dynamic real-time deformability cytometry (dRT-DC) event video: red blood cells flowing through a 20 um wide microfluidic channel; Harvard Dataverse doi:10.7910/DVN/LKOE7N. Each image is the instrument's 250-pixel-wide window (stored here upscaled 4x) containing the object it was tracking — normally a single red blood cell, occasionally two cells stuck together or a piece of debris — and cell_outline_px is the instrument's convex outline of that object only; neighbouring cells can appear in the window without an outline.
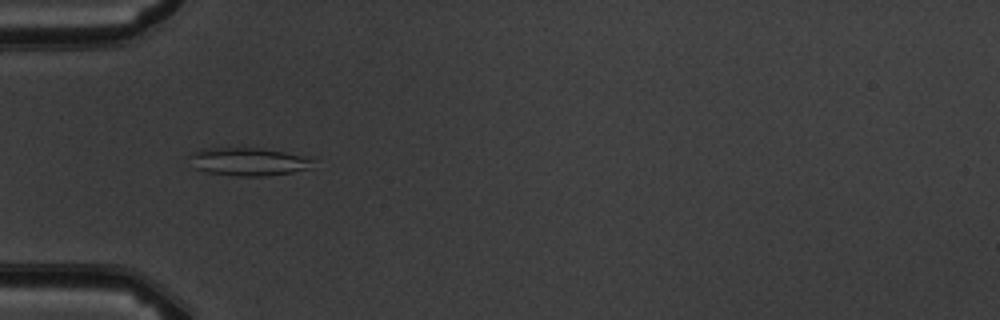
{"species": "common noctule bat (a hibernating species)", "species_latin": "Nyctalus noctula", "temperature_condition": "warm", "stored_images_in_passage": 6, "camera_frame_rate_fps": 3000, "um_per_image_px": 0.085, "animal": {"sex": "male", "body_mass_g": 19.5, "forearm_length_mm": 54.6}, "frame": {"image": 1, "passage_image": 3, "time_ms": 2.333, "image_size_px": [1000, 320], "cell_outline_px": [[316, 160], [308, 168], [292, 172], [264, 176], [236, 176], [208, 172], [192, 168], [188, 156], [192, 152], [204, 148], [228, 144], [264, 148], [304, 156]], "centroid_in_image_um": [21.0, 13.68], "position_along_channel_um": 64.0, "area_um2": 21.1}}
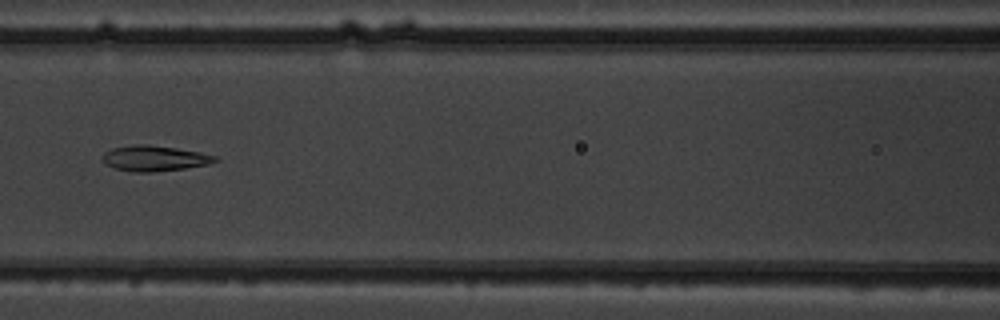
{"frame": {"image": 2, "passage_image": 5, "time_ms": 4.667, "image_size_px": [1000, 320], "cell_outline_px": [[220, 160], [208, 164], [184, 168], [152, 172], [132, 172], [116, 168], [104, 164], [100, 156], [104, 152], [112, 148], [132, 144], [148, 144], [176, 148], [200, 152], [216, 156]], "centroid_in_image_um": [13.08, 13.45], "position_along_channel_um": 153.5, "area_um2": 16.88}}
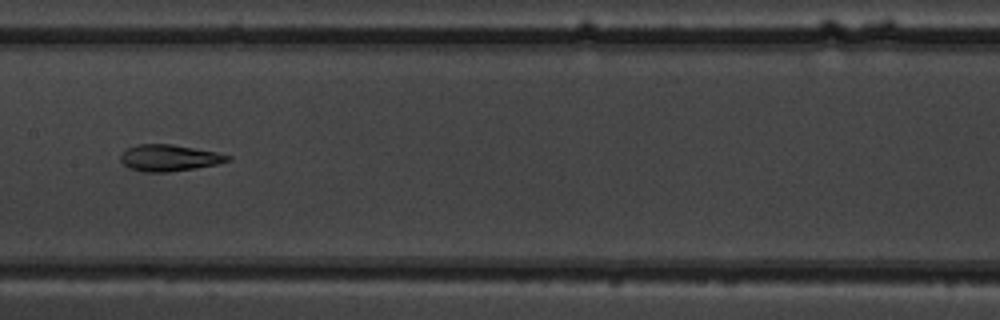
{"frame": {"image": 3, "passage_image": 6, "time_ms": 5.667, "image_size_px": [1000, 320], "cell_outline_px": [[232, 160], [216, 164], [168, 172], [144, 172], [128, 168], [120, 160], [120, 156], [124, 148], [136, 144], [172, 144], [216, 152], [232, 156]], "centroid_in_image_um": [14.33, 13.41], "position_along_channel_um": 193.1, "area_um2": 16.59}}